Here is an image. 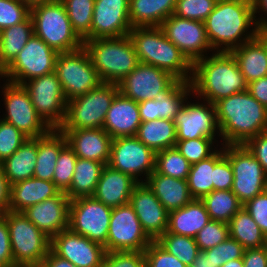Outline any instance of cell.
Segmentation results:
<instances>
[{"label": "cell", "mask_w": 267, "mask_h": 267, "mask_svg": "<svg viewBox=\"0 0 267 267\" xmlns=\"http://www.w3.org/2000/svg\"><path fill=\"white\" fill-rule=\"evenodd\" d=\"M22 3H25L30 9L36 5L55 1V0H20Z\"/></svg>", "instance_id": "cell-65"}, {"label": "cell", "mask_w": 267, "mask_h": 267, "mask_svg": "<svg viewBox=\"0 0 267 267\" xmlns=\"http://www.w3.org/2000/svg\"><path fill=\"white\" fill-rule=\"evenodd\" d=\"M14 267H39L50 250V238L23 212L6 211Z\"/></svg>", "instance_id": "cell-7"}, {"label": "cell", "mask_w": 267, "mask_h": 267, "mask_svg": "<svg viewBox=\"0 0 267 267\" xmlns=\"http://www.w3.org/2000/svg\"><path fill=\"white\" fill-rule=\"evenodd\" d=\"M58 52L35 34L14 61L2 72L3 79L22 85L28 80L55 71Z\"/></svg>", "instance_id": "cell-12"}, {"label": "cell", "mask_w": 267, "mask_h": 267, "mask_svg": "<svg viewBox=\"0 0 267 267\" xmlns=\"http://www.w3.org/2000/svg\"><path fill=\"white\" fill-rule=\"evenodd\" d=\"M218 0H177L174 15L180 18L202 21L210 15Z\"/></svg>", "instance_id": "cell-46"}, {"label": "cell", "mask_w": 267, "mask_h": 267, "mask_svg": "<svg viewBox=\"0 0 267 267\" xmlns=\"http://www.w3.org/2000/svg\"><path fill=\"white\" fill-rule=\"evenodd\" d=\"M252 4L257 28L267 29V0H252Z\"/></svg>", "instance_id": "cell-61"}, {"label": "cell", "mask_w": 267, "mask_h": 267, "mask_svg": "<svg viewBox=\"0 0 267 267\" xmlns=\"http://www.w3.org/2000/svg\"><path fill=\"white\" fill-rule=\"evenodd\" d=\"M77 158V155L68 144L59 153L54 170L53 182L63 192L71 185Z\"/></svg>", "instance_id": "cell-45"}, {"label": "cell", "mask_w": 267, "mask_h": 267, "mask_svg": "<svg viewBox=\"0 0 267 267\" xmlns=\"http://www.w3.org/2000/svg\"><path fill=\"white\" fill-rule=\"evenodd\" d=\"M198 100V101H197ZM194 102L187 100L181 111L176 115L177 140H191L201 137H221L216 119L215 106L208 102ZM216 136V137H215Z\"/></svg>", "instance_id": "cell-19"}, {"label": "cell", "mask_w": 267, "mask_h": 267, "mask_svg": "<svg viewBox=\"0 0 267 267\" xmlns=\"http://www.w3.org/2000/svg\"><path fill=\"white\" fill-rule=\"evenodd\" d=\"M14 266L9 229L6 219L0 215V267Z\"/></svg>", "instance_id": "cell-55"}, {"label": "cell", "mask_w": 267, "mask_h": 267, "mask_svg": "<svg viewBox=\"0 0 267 267\" xmlns=\"http://www.w3.org/2000/svg\"><path fill=\"white\" fill-rule=\"evenodd\" d=\"M156 242L187 267L191 265L200 252L195 238L189 236L177 235L166 231Z\"/></svg>", "instance_id": "cell-42"}, {"label": "cell", "mask_w": 267, "mask_h": 267, "mask_svg": "<svg viewBox=\"0 0 267 267\" xmlns=\"http://www.w3.org/2000/svg\"><path fill=\"white\" fill-rule=\"evenodd\" d=\"M151 242L130 203L112 208L106 252L144 251Z\"/></svg>", "instance_id": "cell-16"}, {"label": "cell", "mask_w": 267, "mask_h": 267, "mask_svg": "<svg viewBox=\"0 0 267 267\" xmlns=\"http://www.w3.org/2000/svg\"><path fill=\"white\" fill-rule=\"evenodd\" d=\"M228 227L229 236L245 249L261 248L267 245V237L244 207L231 218Z\"/></svg>", "instance_id": "cell-37"}, {"label": "cell", "mask_w": 267, "mask_h": 267, "mask_svg": "<svg viewBox=\"0 0 267 267\" xmlns=\"http://www.w3.org/2000/svg\"><path fill=\"white\" fill-rule=\"evenodd\" d=\"M137 184L130 175L105 165L92 197L112 208L118 207L130 202Z\"/></svg>", "instance_id": "cell-26"}, {"label": "cell", "mask_w": 267, "mask_h": 267, "mask_svg": "<svg viewBox=\"0 0 267 267\" xmlns=\"http://www.w3.org/2000/svg\"><path fill=\"white\" fill-rule=\"evenodd\" d=\"M233 169L228 158L223 155L214 165L213 190H231Z\"/></svg>", "instance_id": "cell-54"}, {"label": "cell", "mask_w": 267, "mask_h": 267, "mask_svg": "<svg viewBox=\"0 0 267 267\" xmlns=\"http://www.w3.org/2000/svg\"><path fill=\"white\" fill-rule=\"evenodd\" d=\"M210 220L204 202L192 199L182 208L168 212L167 232L195 238Z\"/></svg>", "instance_id": "cell-29"}, {"label": "cell", "mask_w": 267, "mask_h": 267, "mask_svg": "<svg viewBox=\"0 0 267 267\" xmlns=\"http://www.w3.org/2000/svg\"><path fill=\"white\" fill-rule=\"evenodd\" d=\"M155 161L156 153L136 136L112 139L110 159L107 165L130 175L138 183L146 182L155 170Z\"/></svg>", "instance_id": "cell-14"}, {"label": "cell", "mask_w": 267, "mask_h": 267, "mask_svg": "<svg viewBox=\"0 0 267 267\" xmlns=\"http://www.w3.org/2000/svg\"><path fill=\"white\" fill-rule=\"evenodd\" d=\"M159 27L192 65L208 56L209 52L214 53L202 21L184 19L172 14Z\"/></svg>", "instance_id": "cell-17"}, {"label": "cell", "mask_w": 267, "mask_h": 267, "mask_svg": "<svg viewBox=\"0 0 267 267\" xmlns=\"http://www.w3.org/2000/svg\"><path fill=\"white\" fill-rule=\"evenodd\" d=\"M189 267H212L211 255L200 251Z\"/></svg>", "instance_id": "cell-63"}, {"label": "cell", "mask_w": 267, "mask_h": 267, "mask_svg": "<svg viewBox=\"0 0 267 267\" xmlns=\"http://www.w3.org/2000/svg\"><path fill=\"white\" fill-rule=\"evenodd\" d=\"M221 267H243L242 258L230 260L224 263Z\"/></svg>", "instance_id": "cell-66"}, {"label": "cell", "mask_w": 267, "mask_h": 267, "mask_svg": "<svg viewBox=\"0 0 267 267\" xmlns=\"http://www.w3.org/2000/svg\"><path fill=\"white\" fill-rule=\"evenodd\" d=\"M60 192L61 190L54 182L35 177L16 182L10 185V203L8 210L12 212H23L30 206L57 196Z\"/></svg>", "instance_id": "cell-27"}, {"label": "cell", "mask_w": 267, "mask_h": 267, "mask_svg": "<svg viewBox=\"0 0 267 267\" xmlns=\"http://www.w3.org/2000/svg\"><path fill=\"white\" fill-rule=\"evenodd\" d=\"M177 0H130L132 27L160 26L175 10Z\"/></svg>", "instance_id": "cell-31"}, {"label": "cell", "mask_w": 267, "mask_h": 267, "mask_svg": "<svg viewBox=\"0 0 267 267\" xmlns=\"http://www.w3.org/2000/svg\"><path fill=\"white\" fill-rule=\"evenodd\" d=\"M3 86L0 93L3 95L5 112L2 120L14 125L28 138H39L46 135L51 128L37 114L30 96L23 85L15 84L2 79Z\"/></svg>", "instance_id": "cell-11"}, {"label": "cell", "mask_w": 267, "mask_h": 267, "mask_svg": "<svg viewBox=\"0 0 267 267\" xmlns=\"http://www.w3.org/2000/svg\"><path fill=\"white\" fill-rule=\"evenodd\" d=\"M83 47L102 82L118 84L139 61L129 35L120 37L88 39Z\"/></svg>", "instance_id": "cell-5"}, {"label": "cell", "mask_w": 267, "mask_h": 267, "mask_svg": "<svg viewBox=\"0 0 267 267\" xmlns=\"http://www.w3.org/2000/svg\"><path fill=\"white\" fill-rule=\"evenodd\" d=\"M39 267H77L68 260L60 258L51 250L48 251L47 256L42 260Z\"/></svg>", "instance_id": "cell-62"}, {"label": "cell", "mask_w": 267, "mask_h": 267, "mask_svg": "<svg viewBox=\"0 0 267 267\" xmlns=\"http://www.w3.org/2000/svg\"><path fill=\"white\" fill-rule=\"evenodd\" d=\"M135 136L157 153L175 147L177 141L176 125L173 120L167 119L142 122Z\"/></svg>", "instance_id": "cell-35"}, {"label": "cell", "mask_w": 267, "mask_h": 267, "mask_svg": "<svg viewBox=\"0 0 267 267\" xmlns=\"http://www.w3.org/2000/svg\"><path fill=\"white\" fill-rule=\"evenodd\" d=\"M141 123L138 103L119 92L106 114L102 128L114 139L135 136Z\"/></svg>", "instance_id": "cell-25"}, {"label": "cell", "mask_w": 267, "mask_h": 267, "mask_svg": "<svg viewBox=\"0 0 267 267\" xmlns=\"http://www.w3.org/2000/svg\"><path fill=\"white\" fill-rule=\"evenodd\" d=\"M30 8L20 0H0V31L25 21Z\"/></svg>", "instance_id": "cell-49"}, {"label": "cell", "mask_w": 267, "mask_h": 267, "mask_svg": "<svg viewBox=\"0 0 267 267\" xmlns=\"http://www.w3.org/2000/svg\"><path fill=\"white\" fill-rule=\"evenodd\" d=\"M247 91L267 108V76L249 82Z\"/></svg>", "instance_id": "cell-58"}, {"label": "cell", "mask_w": 267, "mask_h": 267, "mask_svg": "<svg viewBox=\"0 0 267 267\" xmlns=\"http://www.w3.org/2000/svg\"><path fill=\"white\" fill-rule=\"evenodd\" d=\"M217 139L201 137L191 140H177L175 147L192 165L209 158L218 150V146H222V142Z\"/></svg>", "instance_id": "cell-44"}, {"label": "cell", "mask_w": 267, "mask_h": 267, "mask_svg": "<svg viewBox=\"0 0 267 267\" xmlns=\"http://www.w3.org/2000/svg\"><path fill=\"white\" fill-rule=\"evenodd\" d=\"M71 200L61 191L57 196L28 207L23 214L50 239L68 229Z\"/></svg>", "instance_id": "cell-23"}, {"label": "cell", "mask_w": 267, "mask_h": 267, "mask_svg": "<svg viewBox=\"0 0 267 267\" xmlns=\"http://www.w3.org/2000/svg\"><path fill=\"white\" fill-rule=\"evenodd\" d=\"M214 106L222 145H244L267 131V108L248 91L223 98Z\"/></svg>", "instance_id": "cell-3"}, {"label": "cell", "mask_w": 267, "mask_h": 267, "mask_svg": "<svg viewBox=\"0 0 267 267\" xmlns=\"http://www.w3.org/2000/svg\"><path fill=\"white\" fill-rule=\"evenodd\" d=\"M193 95L190 81H177L157 98L158 119L175 120L184 104Z\"/></svg>", "instance_id": "cell-40"}, {"label": "cell", "mask_w": 267, "mask_h": 267, "mask_svg": "<svg viewBox=\"0 0 267 267\" xmlns=\"http://www.w3.org/2000/svg\"><path fill=\"white\" fill-rule=\"evenodd\" d=\"M223 155L224 145L209 158L191 165L187 183L193 199H202L213 191L214 165Z\"/></svg>", "instance_id": "cell-38"}, {"label": "cell", "mask_w": 267, "mask_h": 267, "mask_svg": "<svg viewBox=\"0 0 267 267\" xmlns=\"http://www.w3.org/2000/svg\"><path fill=\"white\" fill-rule=\"evenodd\" d=\"M267 174V131L250 138L245 144Z\"/></svg>", "instance_id": "cell-56"}, {"label": "cell", "mask_w": 267, "mask_h": 267, "mask_svg": "<svg viewBox=\"0 0 267 267\" xmlns=\"http://www.w3.org/2000/svg\"><path fill=\"white\" fill-rule=\"evenodd\" d=\"M22 85L37 114L51 129H59L65 120L67 99L56 72L32 78Z\"/></svg>", "instance_id": "cell-13"}, {"label": "cell", "mask_w": 267, "mask_h": 267, "mask_svg": "<svg viewBox=\"0 0 267 267\" xmlns=\"http://www.w3.org/2000/svg\"><path fill=\"white\" fill-rule=\"evenodd\" d=\"M191 164L176 147L156 153L155 171L161 175L187 180Z\"/></svg>", "instance_id": "cell-43"}, {"label": "cell", "mask_w": 267, "mask_h": 267, "mask_svg": "<svg viewBox=\"0 0 267 267\" xmlns=\"http://www.w3.org/2000/svg\"><path fill=\"white\" fill-rule=\"evenodd\" d=\"M50 250L77 267H101L105 248L69 228L50 239Z\"/></svg>", "instance_id": "cell-20"}, {"label": "cell", "mask_w": 267, "mask_h": 267, "mask_svg": "<svg viewBox=\"0 0 267 267\" xmlns=\"http://www.w3.org/2000/svg\"><path fill=\"white\" fill-rule=\"evenodd\" d=\"M112 207L93 197L71 200L68 228L89 240L105 245Z\"/></svg>", "instance_id": "cell-15"}, {"label": "cell", "mask_w": 267, "mask_h": 267, "mask_svg": "<svg viewBox=\"0 0 267 267\" xmlns=\"http://www.w3.org/2000/svg\"><path fill=\"white\" fill-rule=\"evenodd\" d=\"M204 24L214 52H231L258 30L252 0H218Z\"/></svg>", "instance_id": "cell-1"}, {"label": "cell", "mask_w": 267, "mask_h": 267, "mask_svg": "<svg viewBox=\"0 0 267 267\" xmlns=\"http://www.w3.org/2000/svg\"><path fill=\"white\" fill-rule=\"evenodd\" d=\"M34 34L33 21H25L0 31V71L3 72L17 57Z\"/></svg>", "instance_id": "cell-34"}, {"label": "cell", "mask_w": 267, "mask_h": 267, "mask_svg": "<svg viewBox=\"0 0 267 267\" xmlns=\"http://www.w3.org/2000/svg\"><path fill=\"white\" fill-rule=\"evenodd\" d=\"M211 220L228 223L243 207L232 190H213L201 199Z\"/></svg>", "instance_id": "cell-39"}, {"label": "cell", "mask_w": 267, "mask_h": 267, "mask_svg": "<svg viewBox=\"0 0 267 267\" xmlns=\"http://www.w3.org/2000/svg\"><path fill=\"white\" fill-rule=\"evenodd\" d=\"M101 267H145L144 251L106 252Z\"/></svg>", "instance_id": "cell-52"}, {"label": "cell", "mask_w": 267, "mask_h": 267, "mask_svg": "<svg viewBox=\"0 0 267 267\" xmlns=\"http://www.w3.org/2000/svg\"><path fill=\"white\" fill-rule=\"evenodd\" d=\"M145 183L168 212L182 208L193 199L187 180L161 175L154 170Z\"/></svg>", "instance_id": "cell-28"}, {"label": "cell", "mask_w": 267, "mask_h": 267, "mask_svg": "<svg viewBox=\"0 0 267 267\" xmlns=\"http://www.w3.org/2000/svg\"><path fill=\"white\" fill-rule=\"evenodd\" d=\"M129 37L139 62L158 67L178 81H191L193 65L159 26L132 27Z\"/></svg>", "instance_id": "cell-4"}, {"label": "cell", "mask_w": 267, "mask_h": 267, "mask_svg": "<svg viewBox=\"0 0 267 267\" xmlns=\"http://www.w3.org/2000/svg\"><path fill=\"white\" fill-rule=\"evenodd\" d=\"M34 34L58 53L80 49L84 41L74 31L63 3L55 0L30 9Z\"/></svg>", "instance_id": "cell-6"}, {"label": "cell", "mask_w": 267, "mask_h": 267, "mask_svg": "<svg viewBox=\"0 0 267 267\" xmlns=\"http://www.w3.org/2000/svg\"><path fill=\"white\" fill-rule=\"evenodd\" d=\"M145 267H187L174 255L167 252L156 241L144 250Z\"/></svg>", "instance_id": "cell-51"}, {"label": "cell", "mask_w": 267, "mask_h": 267, "mask_svg": "<svg viewBox=\"0 0 267 267\" xmlns=\"http://www.w3.org/2000/svg\"><path fill=\"white\" fill-rule=\"evenodd\" d=\"M205 252L211 255L212 267H221L230 260L243 258L245 248L229 236L224 242Z\"/></svg>", "instance_id": "cell-50"}, {"label": "cell", "mask_w": 267, "mask_h": 267, "mask_svg": "<svg viewBox=\"0 0 267 267\" xmlns=\"http://www.w3.org/2000/svg\"><path fill=\"white\" fill-rule=\"evenodd\" d=\"M177 81L170 73L139 62L137 67L118 83V88L122 95L139 103L148 99H157Z\"/></svg>", "instance_id": "cell-18"}, {"label": "cell", "mask_w": 267, "mask_h": 267, "mask_svg": "<svg viewBox=\"0 0 267 267\" xmlns=\"http://www.w3.org/2000/svg\"><path fill=\"white\" fill-rule=\"evenodd\" d=\"M142 122L158 119L157 99H148L138 103Z\"/></svg>", "instance_id": "cell-59"}, {"label": "cell", "mask_w": 267, "mask_h": 267, "mask_svg": "<svg viewBox=\"0 0 267 267\" xmlns=\"http://www.w3.org/2000/svg\"><path fill=\"white\" fill-rule=\"evenodd\" d=\"M147 236L156 241L168 227V211L146 183H138L130 202Z\"/></svg>", "instance_id": "cell-22"}, {"label": "cell", "mask_w": 267, "mask_h": 267, "mask_svg": "<svg viewBox=\"0 0 267 267\" xmlns=\"http://www.w3.org/2000/svg\"><path fill=\"white\" fill-rule=\"evenodd\" d=\"M55 72L67 102L86 94L102 83L83 46L75 51L59 53Z\"/></svg>", "instance_id": "cell-9"}, {"label": "cell", "mask_w": 267, "mask_h": 267, "mask_svg": "<svg viewBox=\"0 0 267 267\" xmlns=\"http://www.w3.org/2000/svg\"><path fill=\"white\" fill-rule=\"evenodd\" d=\"M247 83L267 76V53L254 37L231 51Z\"/></svg>", "instance_id": "cell-33"}, {"label": "cell", "mask_w": 267, "mask_h": 267, "mask_svg": "<svg viewBox=\"0 0 267 267\" xmlns=\"http://www.w3.org/2000/svg\"><path fill=\"white\" fill-rule=\"evenodd\" d=\"M229 237L228 223L210 220L195 237L200 251H206Z\"/></svg>", "instance_id": "cell-47"}, {"label": "cell", "mask_w": 267, "mask_h": 267, "mask_svg": "<svg viewBox=\"0 0 267 267\" xmlns=\"http://www.w3.org/2000/svg\"><path fill=\"white\" fill-rule=\"evenodd\" d=\"M104 166L98 161L77 158L71 185L65 191L68 198L92 197Z\"/></svg>", "instance_id": "cell-36"}, {"label": "cell", "mask_w": 267, "mask_h": 267, "mask_svg": "<svg viewBox=\"0 0 267 267\" xmlns=\"http://www.w3.org/2000/svg\"><path fill=\"white\" fill-rule=\"evenodd\" d=\"M10 203V185L4 176L0 163V215L8 211Z\"/></svg>", "instance_id": "cell-60"}, {"label": "cell", "mask_w": 267, "mask_h": 267, "mask_svg": "<svg viewBox=\"0 0 267 267\" xmlns=\"http://www.w3.org/2000/svg\"><path fill=\"white\" fill-rule=\"evenodd\" d=\"M28 137L0 116V163L10 157Z\"/></svg>", "instance_id": "cell-48"}, {"label": "cell", "mask_w": 267, "mask_h": 267, "mask_svg": "<svg viewBox=\"0 0 267 267\" xmlns=\"http://www.w3.org/2000/svg\"><path fill=\"white\" fill-rule=\"evenodd\" d=\"M130 0H95L91 23V39L129 35Z\"/></svg>", "instance_id": "cell-21"}, {"label": "cell", "mask_w": 267, "mask_h": 267, "mask_svg": "<svg viewBox=\"0 0 267 267\" xmlns=\"http://www.w3.org/2000/svg\"><path fill=\"white\" fill-rule=\"evenodd\" d=\"M74 31L83 40L91 39V23L95 0H60Z\"/></svg>", "instance_id": "cell-41"}, {"label": "cell", "mask_w": 267, "mask_h": 267, "mask_svg": "<svg viewBox=\"0 0 267 267\" xmlns=\"http://www.w3.org/2000/svg\"><path fill=\"white\" fill-rule=\"evenodd\" d=\"M224 155L233 169L231 190L243 205L267 190V174L245 145H224Z\"/></svg>", "instance_id": "cell-10"}, {"label": "cell", "mask_w": 267, "mask_h": 267, "mask_svg": "<svg viewBox=\"0 0 267 267\" xmlns=\"http://www.w3.org/2000/svg\"><path fill=\"white\" fill-rule=\"evenodd\" d=\"M243 267H267V245L261 248L245 249Z\"/></svg>", "instance_id": "cell-57"}, {"label": "cell", "mask_w": 267, "mask_h": 267, "mask_svg": "<svg viewBox=\"0 0 267 267\" xmlns=\"http://www.w3.org/2000/svg\"><path fill=\"white\" fill-rule=\"evenodd\" d=\"M67 144L65 135L59 129H51L37 138V159L33 177L53 182V175L61 149Z\"/></svg>", "instance_id": "cell-30"}, {"label": "cell", "mask_w": 267, "mask_h": 267, "mask_svg": "<svg viewBox=\"0 0 267 267\" xmlns=\"http://www.w3.org/2000/svg\"><path fill=\"white\" fill-rule=\"evenodd\" d=\"M37 159V138L26 141L2 163V171L9 185L33 177Z\"/></svg>", "instance_id": "cell-32"}, {"label": "cell", "mask_w": 267, "mask_h": 267, "mask_svg": "<svg viewBox=\"0 0 267 267\" xmlns=\"http://www.w3.org/2000/svg\"><path fill=\"white\" fill-rule=\"evenodd\" d=\"M59 130L78 158L108 164L112 138L103 128Z\"/></svg>", "instance_id": "cell-24"}, {"label": "cell", "mask_w": 267, "mask_h": 267, "mask_svg": "<svg viewBox=\"0 0 267 267\" xmlns=\"http://www.w3.org/2000/svg\"><path fill=\"white\" fill-rule=\"evenodd\" d=\"M243 207L267 237V190L247 201Z\"/></svg>", "instance_id": "cell-53"}, {"label": "cell", "mask_w": 267, "mask_h": 267, "mask_svg": "<svg viewBox=\"0 0 267 267\" xmlns=\"http://www.w3.org/2000/svg\"><path fill=\"white\" fill-rule=\"evenodd\" d=\"M0 79H3L2 72L0 71ZM1 83V82H0ZM1 85V84H0Z\"/></svg>", "instance_id": "cell-67"}, {"label": "cell", "mask_w": 267, "mask_h": 267, "mask_svg": "<svg viewBox=\"0 0 267 267\" xmlns=\"http://www.w3.org/2000/svg\"><path fill=\"white\" fill-rule=\"evenodd\" d=\"M118 93V84L102 82L86 94L68 101L65 120L59 129L102 128L106 114Z\"/></svg>", "instance_id": "cell-8"}, {"label": "cell", "mask_w": 267, "mask_h": 267, "mask_svg": "<svg viewBox=\"0 0 267 267\" xmlns=\"http://www.w3.org/2000/svg\"><path fill=\"white\" fill-rule=\"evenodd\" d=\"M192 66V97L213 105L233 94L247 91L248 83L231 52L209 53Z\"/></svg>", "instance_id": "cell-2"}, {"label": "cell", "mask_w": 267, "mask_h": 267, "mask_svg": "<svg viewBox=\"0 0 267 267\" xmlns=\"http://www.w3.org/2000/svg\"><path fill=\"white\" fill-rule=\"evenodd\" d=\"M256 38L263 44L267 53V29H258L256 32Z\"/></svg>", "instance_id": "cell-64"}]
</instances>
